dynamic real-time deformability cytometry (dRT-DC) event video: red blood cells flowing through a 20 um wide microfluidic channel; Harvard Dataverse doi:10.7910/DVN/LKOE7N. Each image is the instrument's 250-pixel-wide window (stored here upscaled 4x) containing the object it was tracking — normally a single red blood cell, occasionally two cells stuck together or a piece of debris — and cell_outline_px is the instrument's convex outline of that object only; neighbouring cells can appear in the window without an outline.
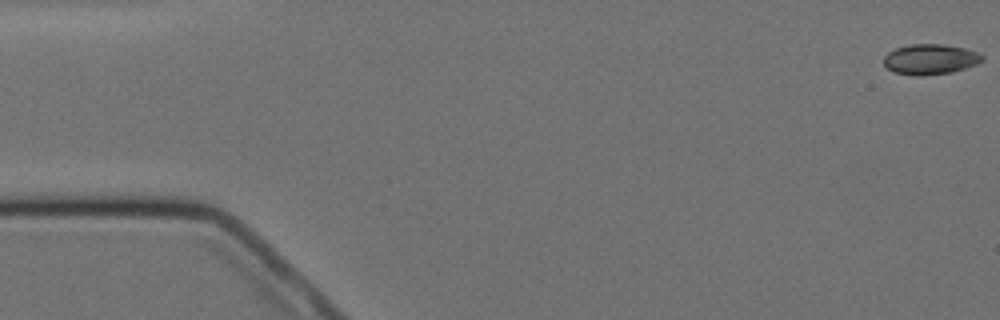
{"species": "Egyptian fruit bat (a non-hibernating species)", "species_latin": "Rousettus aegyptiacus", "temperature_condition": "cold", "stored_images_in_passage": 16, "camera_frame_rate_fps": 3000, "um_per_image_px": 0.085, "animal": {"sex": "female"}, "frame": {"image": 1, "passage_image": 1, "time_ms": 0.0, "image_size_px": [1000, 320], "cell_outline_px": [[984, 60], [976, 64], [952, 72], [920, 76], [916, 76], [892, 72], [884, 68], [884, 56], [888, 52], [896, 48], [912, 44], [940, 44], [964, 48], [980, 52], [984, 56]], "centroid_in_image_um": [79.05, 5.04], "position_along_channel_um": 5.9, "area_um2": 17.57}}
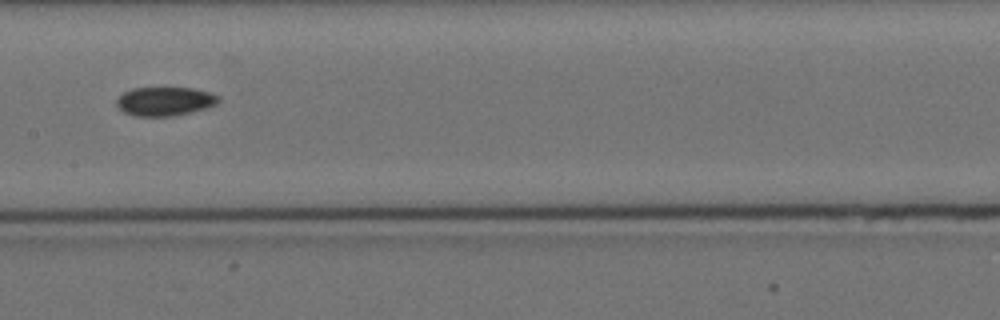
{"frame": {"image": 2, "passage_image": 8, "time_ms": 9.0, "image_size_px": [1000, 320], "cell_outline_px": [[220, 100], [216, 104], [192, 112], [172, 116], [136, 116], [124, 112], [116, 104], [116, 100], [124, 92], [132, 88], [192, 88], [208, 92], [220, 96]], "centroid_in_image_um": [14.01, 8.61], "position_along_channel_um": 193.4, "area_um2": 16.99}}
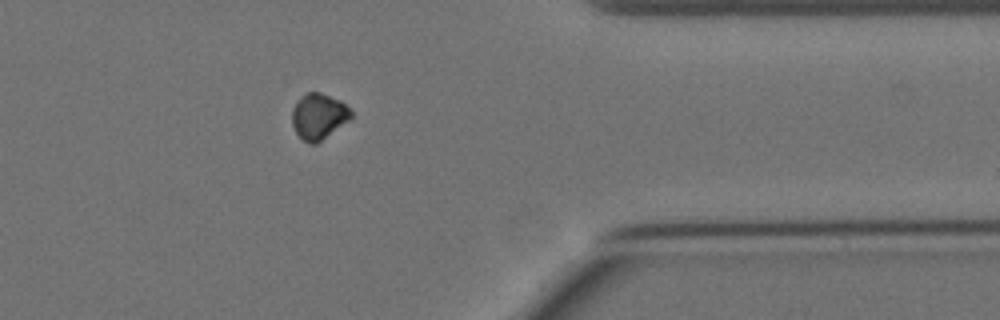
{"frame": {"image": 3, "passage_image": 13, "time_ms": 15.0, "image_size_px": [1000, 320], "cell_outline_px": [[352, 116], [348, 120], [316, 144], [312, 144], [304, 140], [296, 132], [292, 124], [292, 108], [296, 100], [300, 96], [308, 92], [320, 92], [340, 100], [352, 112]], "centroid_in_image_um": [27.05, 9.86], "position_along_channel_um": 384.4, "area_um2": 15.55}}